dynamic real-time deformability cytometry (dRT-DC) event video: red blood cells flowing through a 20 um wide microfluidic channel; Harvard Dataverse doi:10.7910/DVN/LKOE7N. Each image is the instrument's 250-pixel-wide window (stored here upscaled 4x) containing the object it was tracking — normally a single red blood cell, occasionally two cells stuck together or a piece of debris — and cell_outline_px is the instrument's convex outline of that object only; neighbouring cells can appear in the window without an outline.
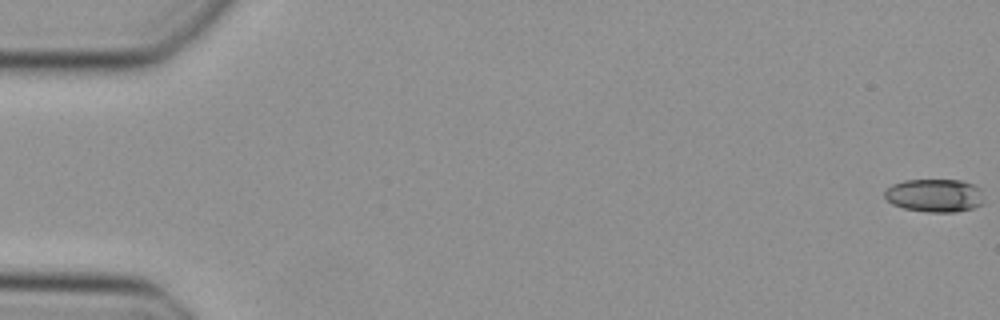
{"species": "Egyptian fruit bat (a non-hibernating species)", "species_latin": "Rousettus aegyptiacus", "temperature_condition": "cold", "stored_images_in_passage": 49, "camera_frame_rate_fps": 3000, "um_per_image_px": 0.085, "animal": {"sex": "female"}, "frame": {"image": 1, "passage_image": 1, "time_ms": 0.0, "image_size_px": [1000, 320], "cell_outline_px": [[984, 200], [980, 204], [972, 208], [956, 212], [928, 212], [904, 208], [892, 204], [884, 196], [884, 192], [892, 184], [904, 180], [960, 180], [972, 184], [980, 188]], "centroid_in_image_um": [79.44, 16.61], "position_along_channel_um": 5.6, "area_um2": 19.13}}
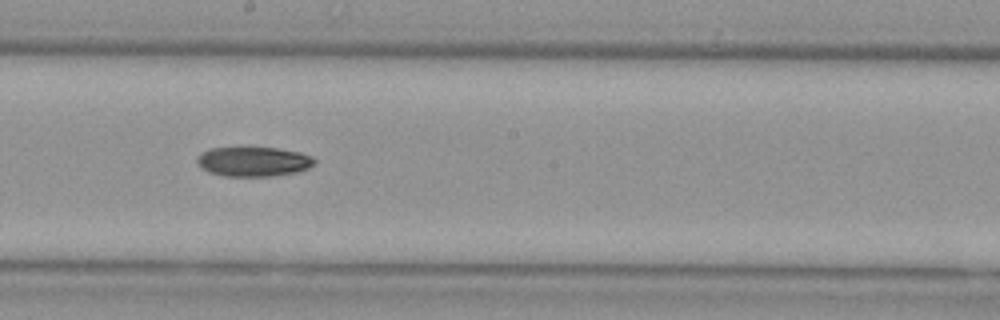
{"frame": {"image": 2, "passage_image": 28, "time_ms": 9.0, "image_size_px": [1000, 320], "cell_outline_px": [[316, 160], [308, 168], [296, 172], [272, 176], [224, 176], [208, 172], [196, 160], [208, 148], [276, 148], [300, 152], [312, 156]], "centroid_in_image_um": [21.58, 13.74], "position_along_channel_um": 226.6, "area_um2": 19.94}}
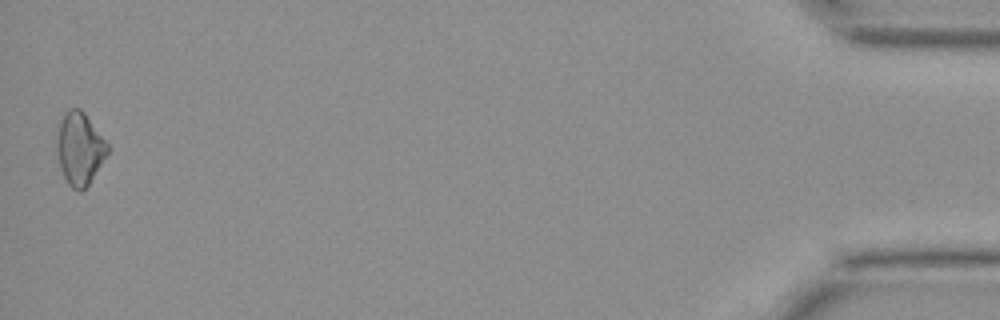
{"frame": {"image": 3, "passage_image": 49, "time_ms": 16.0, "image_size_px": [1000, 320], "cell_outline_px": [[108, 152], [88, 184], [80, 192], [72, 188], [68, 184], [64, 176], [60, 164], [56, 148], [56, 140], [60, 120], [64, 112], [72, 108], [80, 108], [84, 112], [108, 144]], "centroid_in_image_um": [6.75, 12.6], "position_along_channel_um": 428.5, "area_um2": 21.04}}